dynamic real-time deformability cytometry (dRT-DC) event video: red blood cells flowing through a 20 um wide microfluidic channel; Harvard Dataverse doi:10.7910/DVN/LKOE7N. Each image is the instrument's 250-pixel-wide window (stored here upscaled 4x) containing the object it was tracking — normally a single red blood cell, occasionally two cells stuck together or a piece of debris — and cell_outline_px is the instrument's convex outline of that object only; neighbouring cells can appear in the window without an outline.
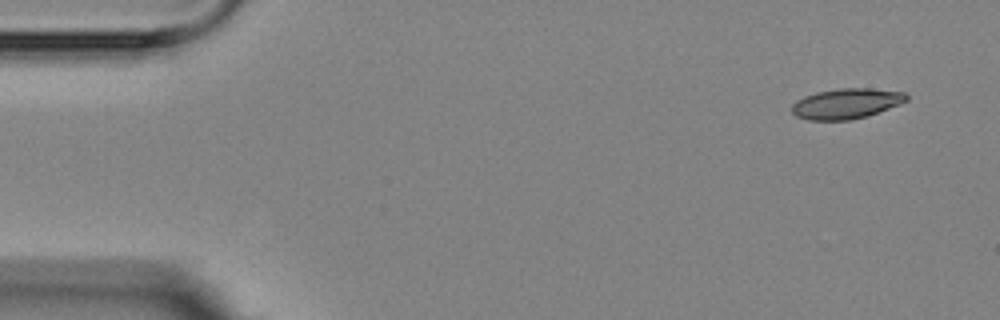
{"species": "Egyptian fruit bat (a non-hibernating species)", "species_latin": "Rousettus aegyptiacus", "temperature_condition": "room temperature", "stored_images_in_passage": 5, "camera_frame_rate_fps": 3000, "um_per_image_px": 0.085, "animal": {"sex": "female"}, "frame": {"image": 1, "passage_image": 1, "time_ms": 0.0, "image_size_px": [1000, 320], "cell_outline_px": [[908, 100], [900, 104], [868, 116], [852, 120], [808, 120], [796, 116], [792, 112], [792, 104], [796, 100], [804, 96], [816, 92], [836, 88], [868, 88], [904, 92], [908, 96]], "centroid_in_image_um": [71.93, 8.8], "position_along_channel_um": 13.1, "area_um2": 20.4}}
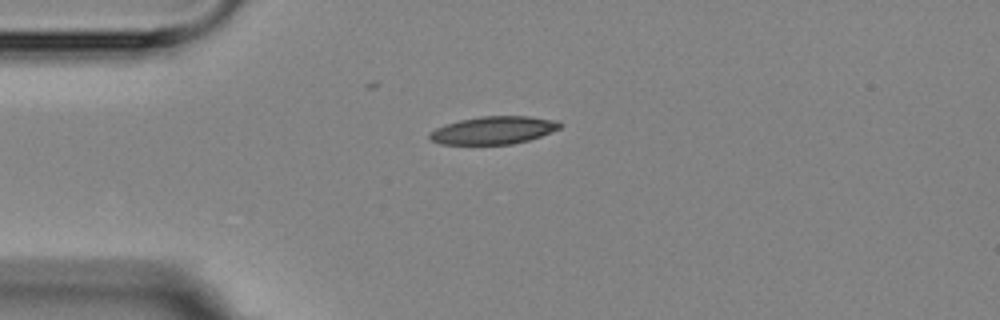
{"frame": {"image": 2, "passage_image": 4, "time_ms": 3.333, "image_size_px": [1000, 320], "cell_outline_px": [[560, 128], [540, 136], [528, 140], [512, 144], [440, 144], [432, 140], [428, 136], [428, 132], [444, 124], [460, 120], [480, 116], [528, 116], [556, 120], [560, 124]], "centroid_in_image_um": [41.9, 11.06], "position_along_channel_um": 43.1, "area_um2": 20.98}}